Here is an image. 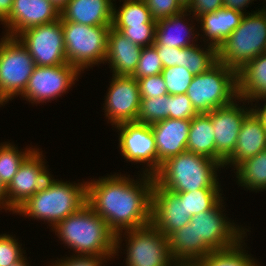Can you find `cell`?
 <instances>
[{
  "label": "cell",
  "instance_id": "681fc988",
  "mask_svg": "<svg viewBox=\"0 0 266 266\" xmlns=\"http://www.w3.org/2000/svg\"><path fill=\"white\" fill-rule=\"evenodd\" d=\"M49 1H51L59 11H61L70 0H49Z\"/></svg>",
  "mask_w": 266,
  "mask_h": 266
},
{
  "label": "cell",
  "instance_id": "7bdbcfd3",
  "mask_svg": "<svg viewBox=\"0 0 266 266\" xmlns=\"http://www.w3.org/2000/svg\"><path fill=\"white\" fill-rule=\"evenodd\" d=\"M158 52L164 68L180 66V48L178 47H166L165 45H153Z\"/></svg>",
  "mask_w": 266,
  "mask_h": 266
},
{
  "label": "cell",
  "instance_id": "816d5d0a",
  "mask_svg": "<svg viewBox=\"0 0 266 266\" xmlns=\"http://www.w3.org/2000/svg\"><path fill=\"white\" fill-rule=\"evenodd\" d=\"M170 266H200L198 262H173Z\"/></svg>",
  "mask_w": 266,
  "mask_h": 266
},
{
  "label": "cell",
  "instance_id": "9c48e42d",
  "mask_svg": "<svg viewBox=\"0 0 266 266\" xmlns=\"http://www.w3.org/2000/svg\"><path fill=\"white\" fill-rule=\"evenodd\" d=\"M226 200L223 198L213 209L194 215L190 223L196 232V250L204 257L210 251L224 249L234 245L247 232L242 224L228 218ZM225 211V212H224Z\"/></svg>",
  "mask_w": 266,
  "mask_h": 266
},
{
  "label": "cell",
  "instance_id": "b9f144b4",
  "mask_svg": "<svg viewBox=\"0 0 266 266\" xmlns=\"http://www.w3.org/2000/svg\"><path fill=\"white\" fill-rule=\"evenodd\" d=\"M138 80L140 98H156L168 95L165 80L162 75L143 77Z\"/></svg>",
  "mask_w": 266,
  "mask_h": 266
},
{
  "label": "cell",
  "instance_id": "6da1fadb",
  "mask_svg": "<svg viewBox=\"0 0 266 266\" xmlns=\"http://www.w3.org/2000/svg\"><path fill=\"white\" fill-rule=\"evenodd\" d=\"M112 172L87 180V204L118 234L151 223L154 177Z\"/></svg>",
  "mask_w": 266,
  "mask_h": 266
},
{
  "label": "cell",
  "instance_id": "f546056e",
  "mask_svg": "<svg viewBox=\"0 0 266 266\" xmlns=\"http://www.w3.org/2000/svg\"><path fill=\"white\" fill-rule=\"evenodd\" d=\"M167 238L175 262H198L203 258L196 250V232L191 223L172 232Z\"/></svg>",
  "mask_w": 266,
  "mask_h": 266
},
{
  "label": "cell",
  "instance_id": "c3c4849f",
  "mask_svg": "<svg viewBox=\"0 0 266 266\" xmlns=\"http://www.w3.org/2000/svg\"><path fill=\"white\" fill-rule=\"evenodd\" d=\"M3 209L6 213H8L7 212V191H6V187L4 186V184L0 181V211L3 212L2 211Z\"/></svg>",
  "mask_w": 266,
  "mask_h": 266
},
{
  "label": "cell",
  "instance_id": "cb8c5ba5",
  "mask_svg": "<svg viewBox=\"0 0 266 266\" xmlns=\"http://www.w3.org/2000/svg\"><path fill=\"white\" fill-rule=\"evenodd\" d=\"M113 3L114 0H70L60 17L89 26H112Z\"/></svg>",
  "mask_w": 266,
  "mask_h": 266
},
{
  "label": "cell",
  "instance_id": "603a6c76",
  "mask_svg": "<svg viewBox=\"0 0 266 266\" xmlns=\"http://www.w3.org/2000/svg\"><path fill=\"white\" fill-rule=\"evenodd\" d=\"M266 149V130L262 121L252 111L243 121L233 154L224 162L223 168L233 170L240 162Z\"/></svg>",
  "mask_w": 266,
  "mask_h": 266
},
{
  "label": "cell",
  "instance_id": "3957f363",
  "mask_svg": "<svg viewBox=\"0 0 266 266\" xmlns=\"http://www.w3.org/2000/svg\"><path fill=\"white\" fill-rule=\"evenodd\" d=\"M76 183L55 179L46 184L22 204L15 212L28 219L48 224L50 231L63 219L79 211L87 203V181Z\"/></svg>",
  "mask_w": 266,
  "mask_h": 266
},
{
  "label": "cell",
  "instance_id": "2e32d148",
  "mask_svg": "<svg viewBox=\"0 0 266 266\" xmlns=\"http://www.w3.org/2000/svg\"><path fill=\"white\" fill-rule=\"evenodd\" d=\"M109 80L102 104L107 123L113 128L121 123L136 122L141 100L138 80L131 76L116 75Z\"/></svg>",
  "mask_w": 266,
  "mask_h": 266
},
{
  "label": "cell",
  "instance_id": "8fae6325",
  "mask_svg": "<svg viewBox=\"0 0 266 266\" xmlns=\"http://www.w3.org/2000/svg\"><path fill=\"white\" fill-rule=\"evenodd\" d=\"M82 73L73 65L35 66L25 91L19 96L29 105L47 104L57 100L78 82Z\"/></svg>",
  "mask_w": 266,
  "mask_h": 266
},
{
  "label": "cell",
  "instance_id": "5bb4252c",
  "mask_svg": "<svg viewBox=\"0 0 266 266\" xmlns=\"http://www.w3.org/2000/svg\"><path fill=\"white\" fill-rule=\"evenodd\" d=\"M42 148H36L20 165L7 191V211L14 212L40 190L52 176Z\"/></svg>",
  "mask_w": 266,
  "mask_h": 266
},
{
  "label": "cell",
  "instance_id": "4dcf8cb0",
  "mask_svg": "<svg viewBox=\"0 0 266 266\" xmlns=\"http://www.w3.org/2000/svg\"><path fill=\"white\" fill-rule=\"evenodd\" d=\"M202 44L199 42L190 47L180 48V66L188 69L193 76L207 72L218 62L217 49Z\"/></svg>",
  "mask_w": 266,
  "mask_h": 266
},
{
  "label": "cell",
  "instance_id": "e0dca14e",
  "mask_svg": "<svg viewBox=\"0 0 266 266\" xmlns=\"http://www.w3.org/2000/svg\"><path fill=\"white\" fill-rule=\"evenodd\" d=\"M60 11L49 0H14L9 16L1 23L3 35L17 37L22 31L55 21Z\"/></svg>",
  "mask_w": 266,
  "mask_h": 266
},
{
  "label": "cell",
  "instance_id": "ab89813d",
  "mask_svg": "<svg viewBox=\"0 0 266 266\" xmlns=\"http://www.w3.org/2000/svg\"><path fill=\"white\" fill-rule=\"evenodd\" d=\"M148 7L152 19L159 21L170 16L180 14L184 9L178 3V0H144Z\"/></svg>",
  "mask_w": 266,
  "mask_h": 266
},
{
  "label": "cell",
  "instance_id": "1f68e13d",
  "mask_svg": "<svg viewBox=\"0 0 266 266\" xmlns=\"http://www.w3.org/2000/svg\"><path fill=\"white\" fill-rule=\"evenodd\" d=\"M37 147L38 146L31 145L30 147L27 145L24 149H20L14 144V141H4L0 143V181L5 187L10 184L23 161Z\"/></svg>",
  "mask_w": 266,
  "mask_h": 266
},
{
  "label": "cell",
  "instance_id": "ba28073f",
  "mask_svg": "<svg viewBox=\"0 0 266 266\" xmlns=\"http://www.w3.org/2000/svg\"><path fill=\"white\" fill-rule=\"evenodd\" d=\"M61 24L69 64L85 73L89 68L105 63L108 32L112 26H89L62 18Z\"/></svg>",
  "mask_w": 266,
  "mask_h": 266
},
{
  "label": "cell",
  "instance_id": "f907efd6",
  "mask_svg": "<svg viewBox=\"0 0 266 266\" xmlns=\"http://www.w3.org/2000/svg\"><path fill=\"white\" fill-rule=\"evenodd\" d=\"M26 256L27 255H24L18 262H15L10 266H31Z\"/></svg>",
  "mask_w": 266,
  "mask_h": 266
},
{
  "label": "cell",
  "instance_id": "d6a6232c",
  "mask_svg": "<svg viewBox=\"0 0 266 266\" xmlns=\"http://www.w3.org/2000/svg\"><path fill=\"white\" fill-rule=\"evenodd\" d=\"M184 201L190 217L213 209L223 198V189H198L193 192L176 193Z\"/></svg>",
  "mask_w": 266,
  "mask_h": 266
},
{
  "label": "cell",
  "instance_id": "d4e9b609",
  "mask_svg": "<svg viewBox=\"0 0 266 266\" xmlns=\"http://www.w3.org/2000/svg\"><path fill=\"white\" fill-rule=\"evenodd\" d=\"M238 96L250 103L266 99V53L256 56L237 71Z\"/></svg>",
  "mask_w": 266,
  "mask_h": 266
},
{
  "label": "cell",
  "instance_id": "f35d334b",
  "mask_svg": "<svg viewBox=\"0 0 266 266\" xmlns=\"http://www.w3.org/2000/svg\"><path fill=\"white\" fill-rule=\"evenodd\" d=\"M197 114L187 94L169 95V118L191 120Z\"/></svg>",
  "mask_w": 266,
  "mask_h": 266
},
{
  "label": "cell",
  "instance_id": "8992f818",
  "mask_svg": "<svg viewBox=\"0 0 266 266\" xmlns=\"http://www.w3.org/2000/svg\"><path fill=\"white\" fill-rule=\"evenodd\" d=\"M123 241L126 242L123 243ZM119 253L126 255V259L123 260L124 266H170L174 262L170 254L168 238L152 223L116 234L115 257L117 256V259Z\"/></svg>",
  "mask_w": 266,
  "mask_h": 266
},
{
  "label": "cell",
  "instance_id": "74e56055",
  "mask_svg": "<svg viewBox=\"0 0 266 266\" xmlns=\"http://www.w3.org/2000/svg\"><path fill=\"white\" fill-rule=\"evenodd\" d=\"M156 25H136L131 27H112L140 47L151 46L155 42Z\"/></svg>",
  "mask_w": 266,
  "mask_h": 266
},
{
  "label": "cell",
  "instance_id": "30bf717a",
  "mask_svg": "<svg viewBox=\"0 0 266 266\" xmlns=\"http://www.w3.org/2000/svg\"><path fill=\"white\" fill-rule=\"evenodd\" d=\"M35 67L34 59L17 37L0 38V107L20 96Z\"/></svg>",
  "mask_w": 266,
  "mask_h": 266
},
{
  "label": "cell",
  "instance_id": "d590c367",
  "mask_svg": "<svg viewBox=\"0 0 266 266\" xmlns=\"http://www.w3.org/2000/svg\"><path fill=\"white\" fill-rule=\"evenodd\" d=\"M163 65L158 57L157 49L151 45L142 48L139 62L131 77L140 79L147 76L159 75L162 73Z\"/></svg>",
  "mask_w": 266,
  "mask_h": 266
},
{
  "label": "cell",
  "instance_id": "7dc6e473",
  "mask_svg": "<svg viewBox=\"0 0 266 266\" xmlns=\"http://www.w3.org/2000/svg\"><path fill=\"white\" fill-rule=\"evenodd\" d=\"M14 0H0V24L9 16Z\"/></svg>",
  "mask_w": 266,
  "mask_h": 266
},
{
  "label": "cell",
  "instance_id": "ee69618b",
  "mask_svg": "<svg viewBox=\"0 0 266 266\" xmlns=\"http://www.w3.org/2000/svg\"><path fill=\"white\" fill-rule=\"evenodd\" d=\"M223 7V0H194L188 11L195 18Z\"/></svg>",
  "mask_w": 266,
  "mask_h": 266
},
{
  "label": "cell",
  "instance_id": "8d00e7d4",
  "mask_svg": "<svg viewBox=\"0 0 266 266\" xmlns=\"http://www.w3.org/2000/svg\"><path fill=\"white\" fill-rule=\"evenodd\" d=\"M18 239L15 234L0 233V266H10L26 254Z\"/></svg>",
  "mask_w": 266,
  "mask_h": 266
},
{
  "label": "cell",
  "instance_id": "f6af8a7d",
  "mask_svg": "<svg viewBox=\"0 0 266 266\" xmlns=\"http://www.w3.org/2000/svg\"><path fill=\"white\" fill-rule=\"evenodd\" d=\"M254 1L257 0H223V7L239 11L243 14H248L251 12L247 11L246 9L249 7V5L254 4ZM265 2L266 0H264L262 3L264 4Z\"/></svg>",
  "mask_w": 266,
  "mask_h": 266
},
{
  "label": "cell",
  "instance_id": "44dd1931",
  "mask_svg": "<svg viewBox=\"0 0 266 266\" xmlns=\"http://www.w3.org/2000/svg\"><path fill=\"white\" fill-rule=\"evenodd\" d=\"M244 14L229 8H219L214 12L201 15L198 20L199 39L203 44L218 48L240 25ZM201 32V34H200Z\"/></svg>",
  "mask_w": 266,
  "mask_h": 266
},
{
  "label": "cell",
  "instance_id": "52a82bcc",
  "mask_svg": "<svg viewBox=\"0 0 266 266\" xmlns=\"http://www.w3.org/2000/svg\"><path fill=\"white\" fill-rule=\"evenodd\" d=\"M186 94L198 113L227 106L239 98L237 71L217 62L207 72L193 76Z\"/></svg>",
  "mask_w": 266,
  "mask_h": 266
},
{
  "label": "cell",
  "instance_id": "83f0119b",
  "mask_svg": "<svg viewBox=\"0 0 266 266\" xmlns=\"http://www.w3.org/2000/svg\"><path fill=\"white\" fill-rule=\"evenodd\" d=\"M187 151L215 160L214 129L207 113H198L191 119Z\"/></svg>",
  "mask_w": 266,
  "mask_h": 266
},
{
  "label": "cell",
  "instance_id": "7c38bea8",
  "mask_svg": "<svg viewBox=\"0 0 266 266\" xmlns=\"http://www.w3.org/2000/svg\"><path fill=\"white\" fill-rule=\"evenodd\" d=\"M114 128L118 132V148L123 159L142 165L138 172L153 176L157 172V150L151 126L136 121L115 125L112 130Z\"/></svg>",
  "mask_w": 266,
  "mask_h": 266
},
{
  "label": "cell",
  "instance_id": "f5cc1de1",
  "mask_svg": "<svg viewBox=\"0 0 266 266\" xmlns=\"http://www.w3.org/2000/svg\"><path fill=\"white\" fill-rule=\"evenodd\" d=\"M193 2L194 0H178V3L184 10H188Z\"/></svg>",
  "mask_w": 266,
  "mask_h": 266
},
{
  "label": "cell",
  "instance_id": "7a4b0ae2",
  "mask_svg": "<svg viewBox=\"0 0 266 266\" xmlns=\"http://www.w3.org/2000/svg\"><path fill=\"white\" fill-rule=\"evenodd\" d=\"M54 231V232H53ZM52 232L75 256H115L116 234L87 203Z\"/></svg>",
  "mask_w": 266,
  "mask_h": 266
},
{
  "label": "cell",
  "instance_id": "836d02e7",
  "mask_svg": "<svg viewBox=\"0 0 266 266\" xmlns=\"http://www.w3.org/2000/svg\"><path fill=\"white\" fill-rule=\"evenodd\" d=\"M169 118V94L156 98H141L138 123L154 124Z\"/></svg>",
  "mask_w": 266,
  "mask_h": 266
},
{
  "label": "cell",
  "instance_id": "ffe728a7",
  "mask_svg": "<svg viewBox=\"0 0 266 266\" xmlns=\"http://www.w3.org/2000/svg\"><path fill=\"white\" fill-rule=\"evenodd\" d=\"M196 25L199 27L197 18L191 16L188 10L159 20L156 22L155 42L153 45H165L170 48L193 46L200 42L198 41L200 40L199 31H197L199 28L195 27Z\"/></svg>",
  "mask_w": 266,
  "mask_h": 266
},
{
  "label": "cell",
  "instance_id": "e575fe53",
  "mask_svg": "<svg viewBox=\"0 0 266 266\" xmlns=\"http://www.w3.org/2000/svg\"><path fill=\"white\" fill-rule=\"evenodd\" d=\"M161 75L169 95L186 94L193 79L192 73L181 66L163 68Z\"/></svg>",
  "mask_w": 266,
  "mask_h": 266
},
{
  "label": "cell",
  "instance_id": "484cf974",
  "mask_svg": "<svg viewBox=\"0 0 266 266\" xmlns=\"http://www.w3.org/2000/svg\"><path fill=\"white\" fill-rule=\"evenodd\" d=\"M246 238V239H245ZM247 233L241 237L234 245L210 251L206 256L198 261L200 266H262L257 258H254L245 241ZM247 247V248H246ZM249 253V254H248Z\"/></svg>",
  "mask_w": 266,
  "mask_h": 266
},
{
  "label": "cell",
  "instance_id": "277c9868",
  "mask_svg": "<svg viewBox=\"0 0 266 266\" xmlns=\"http://www.w3.org/2000/svg\"><path fill=\"white\" fill-rule=\"evenodd\" d=\"M221 168L211 158L185 151L163 162L153 177L156 184L172 193L222 189Z\"/></svg>",
  "mask_w": 266,
  "mask_h": 266
},
{
  "label": "cell",
  "instance_id": "f1b7e54d",
  "mask_svg": "<svg viewBox=\"0 0 266 266\" xmlns=\"http://www.w3.org/2000/svg\"><path fill=\"white\" fill-rule=\"evenodd\" d=\"M113 3L112 27H131L136 25H156L144 0H118ZM118 8V9H117Z\"/></svg>",
  "mask_w": 266,
  "mask_h": 266
},
{
  "label": "cell",
  "instance_id": "60d3db41",
  "mask_svg": "<svg viewBox=\"0 0 266 266\" xmlns=\"http://www.w3.org/2000/svg\"><path fill=\"white\" fill-rule=\"evenodd\" d=\"M69 256H63L64 258L60 259L57 257L58 260L47 262L46 266H105L115 258V256H75L71 254Z\"/></svg>",
  "mask_w": 266,
  "mask_h": 266
},
{
  "label": "cell",
  "instance_id": "4fadbf2b",
  "mask_svg": "<svg viewBox=\"0 0 266 266\" xmlns=\"http://www.w3.org/2000/svg\"><path fill=\"white\" fill-rule=\"evenodd\" d=\"M17 38L33 57L35 66L47 67L68 63L61 17L55 21L28 28Z\"/></svg>",
  "mask_w": 266,
  "mask_h": 266
},
{
  "label": "cell",
  "instance_id": "bcb514c9",
  "mask_svg": "<svg viewBox=\"0 0 266 266\" xmlns=\"http://www.w3.org/2000/svg\"><path fill=\"white\" fill-rule=\"evenodd\" d=\"M260 101H261V103H260ZM253 102H255V103H251L252 111L262 121L264 128L266 130V99L257 100V101H253Z\"/></svg>",
  "mask_w": 266,
  "mask_h": 266
},
{
  "label": "cell",
  "instance_id": "ac0fdd59",
  "mask_svg": "<svg viewBox=\"0 0 266 266\" xmlns=\"http://www.w3.org/2000/svg\"><path fill=\"white\" fill-rule=\"evenodd\" d=\"M184 201L176 193L165 190L154 182L152 190L151 223L168 237L177 229L190 223Z\"/></svg>",
  "mask_w": 266,
  "mask_h": 266
},
{
  "label": "cell",
  "instance_id": "d6986e66",
  "mask_svg": "<svg viewBox=\"0 0 266 266\" xmlns=\"http://www.w3.org/2000/svg\"><path fill=\"white\" fill-rule=\"evenodd\" d=\"M191 120L167 118L151 124L157 150V171L167 159L187 151Z\"/></svg>",
  "mask_w": 266,
  "mask_h": 266
},
{
  "label": "cell",
  "instance_id": "5b68a950",
  "mask_svg": "<svg viewBox=\"0 0 266 266\" xmlns=\"http://www.w3.org/2000/svg\"><path fill=\"white\" fill-rule=\"evenodd\" d=\"M258 9V10H257ZM244 14L240 25L218 48V62L236 71L266 53V5Z\"/></svg>",
  "mask_w": 266,
  "mask_h": 266
},
{
  "label": "cell",
  "instance_id": "9a60e30c",
  "mask_svg": "<svg viewBox=\"0 0 266 266\" xmlns=\"http://www.w3.org/2000/svg\"><path fill=\"white\" fill-rule=\"evenodd\" d=\"M251 112V103L237 98L233 103L207 113L214 129L215 161L222 167L233 154L242 123Z\"/></svg>",
  "mask_w": 266,
  "mask_h": 266
},
{
  "label": "cell",
  "instance_id": "4316f807",
  "mask_svg": "<svg viewBox=\"0 0 266 266\" xmlns=\"http://www.w3.org/2000/svg\"><path fill=\"white\" fill-rule=\"evenodd\" d=\"M236 184L249 192L266 191V149L240 162L233 170Z\"/></svg>",
  "mask_w": 266,
  "mask_h": 266
},
{
  "label": "cell",
  "instance_id": "7402d4cb",
  "mask_svg": "<svg viewBox=\"0 0 266 266\" xmlns=\"http://www.w3.org/2000/svg\"><path fill=\"white\" fill-rule=\"evenodd\" d=\"M141 52L142 47L134 44L114 28L109 29L104 65H109L111 75L131 76L139 62Z\"/></svg>",
  "mask_w": 266,
  "mask_h": 266
}]
</instances>
